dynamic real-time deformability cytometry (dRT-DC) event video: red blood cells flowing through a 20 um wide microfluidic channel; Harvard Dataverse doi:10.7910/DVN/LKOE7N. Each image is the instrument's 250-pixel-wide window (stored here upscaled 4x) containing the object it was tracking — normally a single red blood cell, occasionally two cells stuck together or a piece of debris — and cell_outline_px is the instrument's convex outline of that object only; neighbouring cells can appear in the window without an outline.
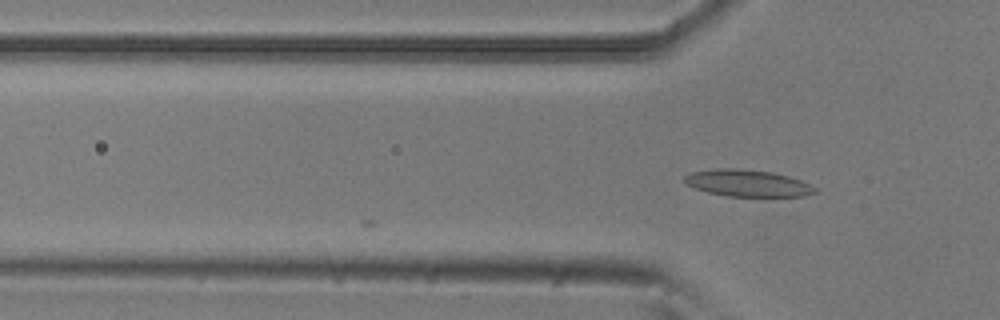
{"species": "common noctule bat (a hibernating species)", "species_latin": "Nyctalus noctula", "temperature_condition": "room temperature", "stored_images_in_passage": 15, "camera_frame_rate_fps": 3000, "um_per_image_px": 0.085, "animal": {"sex": "male", "body_mass_g": 20.5, "forearm_length_mm": 52.5}, "frame": {"image": 1, "passage_image": 15, "time_ms": 4.667, "image_size_px": [1000, 320], "cell_outline_px": [[816, 192], [804, 196], [728, 196], [708, 192], [684, 184], [684, 176], [692, 172], [716, 168], [736, 168], [772, 172], [788, 176], [800, 180], [816, 188]], "centroid_in_image_um": [63.51, 15.56], "position_along_channel_um": 62.3, "area_um2": 20.23}}